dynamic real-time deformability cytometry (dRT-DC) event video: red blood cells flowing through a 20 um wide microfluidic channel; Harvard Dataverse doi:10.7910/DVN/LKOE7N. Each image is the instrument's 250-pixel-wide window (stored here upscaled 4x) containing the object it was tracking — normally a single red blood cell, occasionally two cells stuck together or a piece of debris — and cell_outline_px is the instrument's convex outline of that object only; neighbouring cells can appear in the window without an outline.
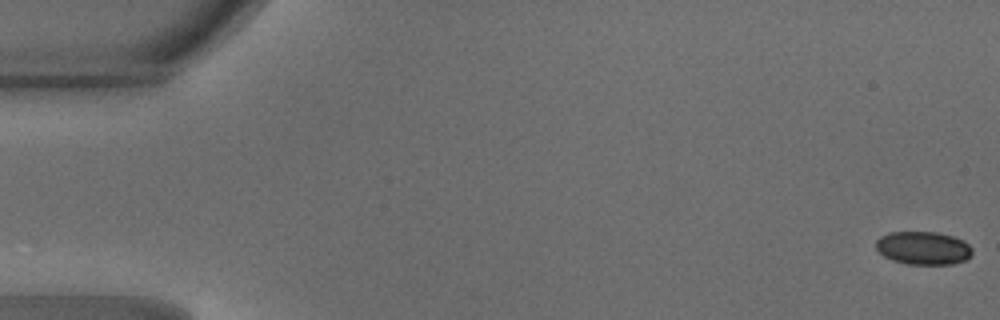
{"species": "common noctule bat (a hibernating species)", "species_latin": "Nyctalus noctula", "temperature_condition": "warm", "stored_images_in_passage": 20, "camera_frame_rate_fps": 3000, "um_per_image_px": 0.085, "animal": {"sex": "male", "body_mass_g": 18.8}, "frame": {"image": 1, "passage_image": 1, "time_ms": 0.0, "image_size_px": [1000, 320], "cell_outline_px": [[972, 252], [964, 260], [952, 264], [908, 264], [892, 260], [884, 256], [876, 248], [876, 240], [880, 236], [888, 232], [936, 232], [952, 236], [964, 240], [972, 248]], "centroid_in_image_um": [78.45, 21.07], "position_along_channel_um": 6.5, "area_um2": 18.55}}
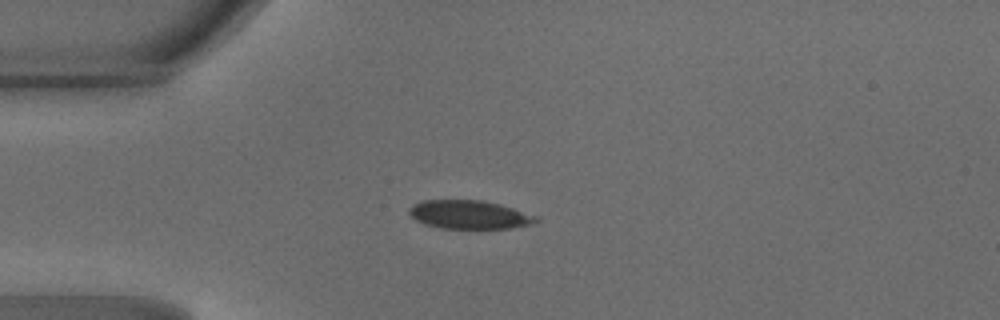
{"frame": {"image": 2, "passage_image": 13, "time_ms": 4.0, "image_size_px": [1000, 320], "cell_outline_px": [[540, 220], [532, 224], [508, 228], [440, 228], [424, 224], [416, 220], [408, 212], [408, 208], [412, 204], [424, 200], [480, 200], [500, 204], [540, 216]], "centroid_in_image_um": [39.91, 18.24], "position_along_channel_um": 45.1, "area_um2": 21.21}}
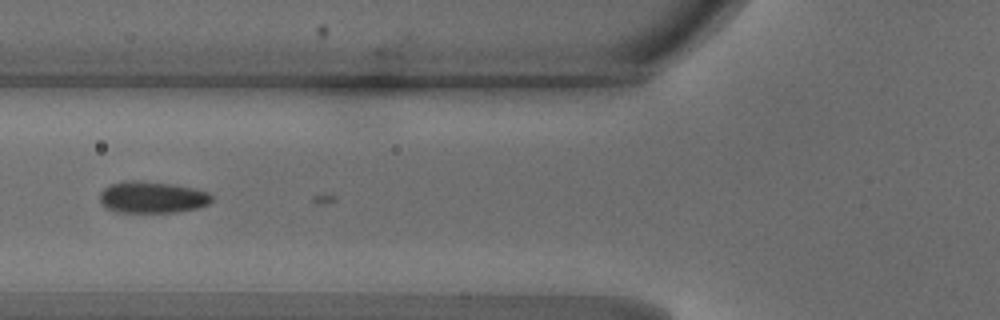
{"frame": {"image": 3, "passage_image": 19, "time_ms": 6.0, "image_size_px": [1000, 320], "cell_outline_px": [[212, 200], [208, 204], [196, 208], [176, 212], [116, 212], [108, 208], [100, 200], [100, 192], [104, 188], [112, 184], [124, 180], [136, 180], [172, 184], [192, 188], [208, 192], [212, 196]], "centroid_in_image_um": [12.93, 16.76], "position_along_channel_um": 112.9, "area_um2": 20.46}}